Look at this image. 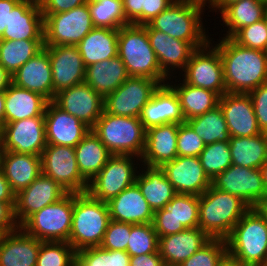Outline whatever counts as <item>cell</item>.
Returning <instances> with one entry per match:
<instances>
[{"label": "cell", "mask_w": 267, "mask_h": 266, "mask_svg": "<svg viewBox=\"0 0 267 266\" xmlns=\"http://www.w3.org/2000/svg\"><path fill=\"white\" fill-rule=\"evenodd\" d=\"M216 44L219 50L227 92L249 93L267 83V52L247 48L231 37Z\"/></svg>", "instance_id": "cell-1"}, {"label": "cell", "mask_w": 267, "mask_h": 266, "mask_svg": "<svg viewBox=\"0 0 267 266\" xmlns=\"http://www.w3.org/2000/svg\"><path fill=\"white\" fill-rule=\"evenodd\" d=\"M228 257L242 266H267V219L251 207L225 239Z\"/></svg>", "instance_id": "cell-2"}, {"label": "cell", "mask_w": 267, "mask_h": 266, "mask_svg": "<svg viewBox=\"0 0 267 266\" xmlns=\"http://www.w3.org/2000/svg\"><path fill=\"white\" fill-rule=\"evenodd\" d=\"M250 208L240 197L211 185L199 196L198 227L211 238L226 239Z\"/></svg>", "instance_id": "cell-3"}, {"label": "cell", "mask_w": 267, "mask_h": 266, "mask_svg": "<svg viewBox=\"0 0 267 266\" xmlns=\"http://www.w3.org/2000/svg\"><path fill=\"white\" fill-rule=\"evenodd\" d=\"M117 56L123 61L129 77L154 79L160 85L169 79L161 71L143 25L129 24L119 28Z\"/></svg>", "instance_id": "cell-4"}, {"label": "cell", "mask_w": 267, "mask_h": 266, "mask_svg": "<svg viewBox=\"0 0 267 266\" xmlns=\"http://www.w3.org/2000/svg\"><path fill=\"white\" fill-rule=\"evenodd\" d=\"M205 5L196 0H176L148 24L154 30L187 41L197 49L210 40L201 21Z\"/></svg>", "instance_id": "cell-5"}, {"label": "cell", "mask_w": 267, "mask_h": 266, "mask_svg": "<svg viewBox=\"0 0 267 266\" xmlns=\"http://www.w3.org/2000/svg\"><path fill=\"white\" fill-rule=\"evenodd\" d=\"M110 221L107 202L92 198L87 192L74 193L72 226L68 243L77 252L100 246Z\"/></svg>", "instance_id": "cell-6"}, {"label": "cell", "mask_w": 267, "mask_h": 266, "mask_svg": "<svg viewBox=\"0 0 267 266\" xmlns=\"http://www.w3.org/2000/svg\"><path fill=\"white\" fill-rule=\"evenodd\" d=\"M91 131L112 155H132L140 160L146 129L139 117L116 116L103 111Z\"/></svg>", "instance_id": "cell-7"}, {"label": "cell", "mask_w": 267, "mask_h": 266, "mask_svg": "<svg viewBox=\"0 0 267 266\" xmlns=\"http://www.w3.org/2000/svg\"><path fill=\"white\" fill-rule=\"evenodd\" d=\"M74 193L30 215L20 228L42 242H68L72 226Z\"/></svg>", "instance_id": "cell-8"}, {"label": "cell", "mask_w": 267, "mask_h": 266, "mask_svg": "<svg viewBox=\"0 0 267 266\" xmlns=\"http://www.w3.org/2000/svg\"><path fill=\"white\" fill-rule=\"evenodd\" d=\"M44 46L77 45L95 26L88 3L57 14H43Z\"/></svg>", "instance_id": "cell-9"}, {"label": "cell", "mask_w": 267, "mask_h": 266, "mask_svg": "<svg viewBox=\"0 0 267 266\" xmlns=\"http://www.w3.org/2000/svg\"><path fill=\"white\" fill-rule=\"evenodd\" d=\"M42 174L68 193H85L88 182L81 176L74 147L46 145L41 154Z\"/></svg>", "instance_id": "cell-10"}, {"label": "cell", "mask_w": 267, "mask_h": 266, "mask_svg": "<svg viewBox=\"0 0 267 266\" xmlns=\"http://www.w3.org/2000/svg\"><path fill=\"white\" fill-rule=\"evenodd\" d=\"M210 41L192 52L183 70L185 72L183 82L212 90L221 97L227 93L223 63L218 48L214 45L211 48Z\"/></svg>", "instance_id": "cell-11"}, {"label": "cell", "mask_w": 267, "mask_h": 266, "mask_svg": "<svg viewBox=\"0 0 267 266\" xmlns=\"http://www.w3.org/2000/svg\"><path fill=\"white\" fill-rule=\"evenodd\" d=\"M132 155H112L101 171L88 182L87 193L94 199L108 202L136 181Z\"/></svg>", "instance_id": "cell-12"}, {"label": "cell", "mask_w": 267, "mask_h": 266, "mask_svg": "<svg viewBox=\"0 0 267 266\" xmlns=\"http://www.w3.org/2000/svg\"><path fill=\"white\" fill-rule=\"evenodd\" d=\"M159 85L154 79L129 77L104 98V111L116 116L140 117Z\"/></svg>", "instance_id": "cell-13"}, {"label": "cell", "mask_w": 267, "mask_h": 266, "mask_svg": "<svg viewBox=\"0 0 267 266\" xmlns=\"http://www.w3.org/2000/svg\"><path fill=\"white\" fill-rule=\"evenodd\" d=\"M211 185L240 197L250 207H258L267 197L260 169L231 165L218 174Z\"/></svg>", "instance_id": "cell-14"}, {"label": "cell", "mask_w": 267, "mask_h": 266, "mask_svg": "<svg viewBox=\"0 0 267 266\" xmlns=\"http://www.w3.org/2000/svg\"><path fill=\"white\" fill-rule=\"evenodd\" d=\"M5 151L41 156L45 149V118L37 116L10 123L0 128Z\"/></svg>", "instance_id": "cell-15"}, {"label": "cell", "mask_w": 267, "mask_h": 266, "mask_svg": "<svg viewBox=\"0 0 267 266\" xmlns=\"http://www.w3.org/2000/svg\"><path fill=\"white\" fill-rule=\"evenodd\" d=\"M53 102L90 129L94 127L104 111V98L86 82L56 93Z\"/></svg>", "instance_id": "cell-16"}, {"label": "cell", "mask_w": 267, "mask_h": 266, "mask_svg": "<svg viewBox=\"0 0 267 266\" xmlns=\"http://www.w3.org/2000/svg\"><path fill=\"white\" fill-rule=\"evenodd\" d=\"M52 67L53 100L55 94L85 82L86 66L75 45L44 46Z\"/></svg>", "instance_id": "cell-17"}, {"label": "cell", "mask_w": 267, "mask_h": 266, "mask_svg": "<svg viewBox=\"0 0 267 266\" xmlns=\"http://www.w3.org/2000/svg\"><path fill=\"white\" fill-rule=\"evenodd\" d=\"M161 169L177 194L200 196L211 186L199 157L177 156Z\"/></svg>", "instance_id": "cell-18"}, {"label": "cell", "mask_w": 267, "mask_h": 266, "mask_svg": "<svg viewBox=\"0 0 267 266\" xmlns=\"http://www.w3.org/2000/svg\"><path fill=\"white\" fill-rule=\"evenodd\" d=\"M230 137H249L261 134L248 93L227 92L219 98V103Z\"/></svg>", "instance_id": "cell-19"}, {"label": "cell", "mask_w": 267, "mask_h": 266, "mask_svg": "<svg viewBox=\"0 0 267 266\" xmlns=\"http://www.w3.org/2000/svg\"><path fill=\"white\" fill-rule=\"evenodd\" d=\"M68 192L50 177L40 174L15 195V217L21 225L30 215L63 198Z\"/></svg>", "instance_id": "cell-20"}, {"label": "cell", "mask_w": 267, "mask_h": 266, "mask_svg": "<svg viewBox=\"0 0 267 266\" xmlns=\"http://www.w3.org/2000/svg\"><path fill=\"white\" fill-rule=\"evenodd\" d=\"M45 137L48 145L75 147L91 129L78 118L48 101L45 112Z\"/></svg>", "instance_id": "cell-21"}, {"label": "cell", "mask_w": 267, "mask_h": 266, "mask_svg": "<svg viewBox=\"0 0 267 266\" xmlns=\"http://www.w3.org/2000/svg\"><path fill=\"white\" fill-rule=\"evenodd\" d=\"M0 40H44V17L38 0H20L15 5Z\"/></svg>", "instance_id": "cell-22"}, {"label": "cell", "mask_w": 267, "mask_h": 266, "mask_svg": "<svg viewBox=\"0 0 267 266\" xmlns=\"http://www.w3.org/2000/svg\"><path fill=\"white\" fill-rule=\"evenodd\" d=\"M212 238L199 227L159 237V254L166 266H179Z\"/></svg>", "instance_id": "cell-23"}, {"label": "cell", "mask_w": 267, "mask_h": 266, "mask_svg": "<svg viewBox=\"0 0 267 266\" xmlns=\"http://www.w3.org/2000/svg\"><path fill=\"white\" fill-rule=\"evenodd\" d=\"M179 124L168 123L146 130L145 147L141 162L151 167H161L178 156L177 134Z\"/></svg>", "instance_id": "cell-24"}, {"label": "cell", "mask_w": 267, "mask_h": 266, "mask_svg": "<svg viewBox=\"0 0 267 266\" xmlns=\"http://www.w3.org/2000/svg\"><path fill=\"white\" fill-rule=\"evenodd\" d=\"M143 26L147 29L149 41L161 71L170 77L169 73L172 69L176 70L174 68L178 67L184 70L195 48L187 41L172 38L164 32L154 30L149 24Z\"/></svg>", "instance_id": "cell-25"}, {"label": "cell", "mask_w": 267, "mask_h": 266, "mask_svg": "<svg viewBox=\"0 0 267 266\" xmlns=\"http://www.w3.org/2000/svg\"><path fill=\"white\" fill-rule=\"evenodd\" d=\"M110 220L130 224L152 223L154 211L136 183L107 202Z\"/></svg>", "instance_id": "cell-26"}, {"label": "cell", "mask_w": 267, "mask_h": 266, "mask_svg": "<svg viewBox=\"0 0 267 266\" xmlns=\"http://www.w3.org/2000/svg\"><path fill=\"white\" fill-rule=\"evenodd\" d=\"M12 83L53 101L52 67L48 52L43 49L21 66L12 75Z\"/></svg>", "instance_id": "cell-27"}, {"label": "cell", "mask_w": 267, "mask_h": 266, "mask_svg": "<svg viewBox=\"0 0 267 266\" xmlns=\"http://www.w3.org/2000/svg\"><path fill=\"white\" fill-rule=\"evenodd\" d=\"M41 242L21 228L0 236V266H36Z\"/></svg>", "instance_id": "cell-28"}, {"label": "cell", "mask_w": 267, "mask_h": 266, "mask_svg": "<svg viewBox=\"0 0 267 266\" xmlns=\"http://www.w3.org/2000/svg\"><path fill=\"white\" fill-rule=\"evenodd\" d=\"M2 172L17 194L42 174L41 156L4 151Z\"/></svg>", "instance_id": "cell-29"}, {"label": "cell", "mask_w": 267, "mask_h": 266, "mask_svg": "<svg viewBox=\"0 0 267 266\" xmlns=\"http://www.w3.org/2000/svg\"><path fill=\"white\" fill-rule=\"evenodd\" d=\"M48 100L11 83L5 91V123L44 116Z\"/></svg>", "instance_id": "cell-30"}, {"label": "cell", "mask_w": 267, "mask_h": 266, "mask_svg": "<svg viewBox=\"0 0 267 266\" xmlns=\"http://www.w3.org/2000/svg\"><path fill=\"white\" fill-rule=\"evenodd\" d=\"M118 32L119 29L94 27L76 45L86 67L117 56Z\"/></svg>", "instance_id": "cell-31"}, {"label": "cell", "mask_w": 267, "mask_h": 266, "mask_svg": "<svg viewBox=\"0 0 267 266\" xmlns=\"http://www.w3.org/2000/svg\"><path fill=\"white\" fill-rule=\"evenodd\" d=\"M128 78L126 67L118 56L86 67L85 82L103 98Z\"/></svg>", "instance_id": "cell-32"}, {"label": "cell", "mask_w": 267, "mask_h": 266, "mask_svg": "<svg viewBox=\"0 0 267 266\" xmlns=\"http://www.w3.org/2000/svg\"><path fill=\"white\" fill-rule=\"evenodd\" d=\"M144 166L146 171L142 170L141 173H137L135 183L151 209L155 212L166 207L177 193L161 167Z\"/></svg>", "instance_id": "cell-33"}, {"label": "cell", "mask_w": 267, "mask_h": 266, "mask_svg": "<svg viewBox=\"0 0 267 266\" xmlns=\"http://www.w3.org/2000/svg\"><path fill=\"white\" fill-rule=\"evenodd\" d=\"M74 150L80 174L87 182L101 171L112 156L92 131L74 147Z\"/></svg>", "instance_id": "cell-34"}, {"label": "cell", "mask_w": 267, "mask_h": 266, "mask_svg": "<svg viewBox=\"0 0 267 266\" xmlns=\"http://www.w3.org/2000/svg\"><path fill=\"white\" fill-rule=\"evenodd\" d=\"M232 164L260 169L267 159V133L249 137H230Z\"/></svg>", "instance_id": "cell-35"}, {"label": "cell", "mask_w": 267, "mask_h": 266, "mask_svg": "<svg viewBox=\"0 0 267 266\" xmlns=\"http://www.w3.org/2000/svg\"><path fill=\"white\" fill-rule=\"evenodd\" d=\"M267 3L263 0H240L222 12V21L229 29L225 37H233L241 28L264 19Z\"/></svg>", "instance_id": "cell-36"}, {"label": "cell", "mask_w": 267, "mask_h": 266, "mask_svg": "<svg viewBox=\"0 0 267 266\" xmlns=\"http://www.w3.org/2000/svg\"><path fill=\"white\" fill-rule=\"evenodd\" d=\"M178 85L170 86L178 95L185 120L200 116L218 106L220 96L214 91L185 82Z\"/></svg>", "instance_id": "cell-37"}, {"label": "cell", "mask_w": 267, "mask_h": 266, "mask_svg": "<svg viewBox=\"0 0 267 266\" xmlns=\"http://www.w3.org/2000/svg\"><path fill=\"white\" fill-rule=\"evenodd\" d=\"M44 49V40H0V65L12 76Z\"/></svg>", "instance_id": "cell-38"}, {"label": "cell", "mask_w": 267, "mask_h": 266, "mask_svg": "<svg viewBox=\"0 0 267 266\" xmlns=\"http://www.w3.org/2000/svg\"><path fill=\"white\" fill-rule=\"evenodd\" d=\"M202 138L205 145L215 142H229V130L220 106L185 121Z\"/></svg>", "instance_id": "cell-39"}, {"label": "cell", "mask_w": 267, "mask_h": 266, "mask_svg": "<svg viewBox=\"0 0 267 266\" xmlns=\"http://www.w3.org/2000/svg\"><path fill=\"white\" fill-rule=\"evenodd\" d=\"M87 3L95 27L119 29L129 25L122 0H88Z\"/></svg>", "instance_id": "cell-40"}, {"label": "cell", "mask_w": 267, "mask_h": 266, "mask_svg": "<svg viewBox=\"0 0 267 266\" xmlns=\"http://www.w3.org/2000/svg\"><path fill=\"white\" fill-rule=\"evenodd\" d=\"M126 251L107 250L100 246L88 247L76 252V266H129Z\"/></svg>", "instance_id": "cell-41"}, {"label": "cell", "mask_w": 267, "mask_h": 266, "mask_svg": "<svg viewBox=\"0 0 267 266\" xmlns=\"http://www.w3.org/2000/svg\"><path fill=\"white\" fill-rule=\"evenodd\" d=\"M198 157L205 174L211 181L232 165L229 142L218 141L207 144Z\"/></svg>", "instance_id": "cell-42"}, {"label": "cell", "mask_w": 267, "mask_h": 266, "mask_svg": "<svg viewBox=\"0 0 267 266\" xmlns=\"http://www.w3.org/2000/svg\"><path fill=\"white\" fill-rule=\"evenodd\" d=\"M159 237L153 223L131 224V233L126 252L131 256H139L158 251Z\"/></svg>", "instance_id": "cell-43"}, {"label": "cell", "mask_w": 267, "mask_h": 266, "mask_svg": "<svg viewBox=\"0 0 267 266\" xmlns=\"http://www.w3.org/2000/svg\"><path fill=\"white\" fill-rule=\"evenodd\" d=\"M36 266H76V251L68 242H41Z\"/></svg>", "instance_id": "cell-44"}, {"label": "cell", "mask_w": 267, "mask_h": 266, "mask_svg": "<svg viewBox=\"0 0 267 266\" xmlns=\"http://www.w3.org/2000/svg\"><path fill=\"white\" fill-rule=\"evenodd\" d=\"M166 208L185 229L198 227L199 196L176 194Z\"/></svg>", "instance_id": "cell-45"}, {"label": "cell", "mask_w": 267, "mask_h": 266, "mask_svg": "<svg viewBox=\"0 0 267 266\" xmlns=\"http://www.w3.org/2000/svg\"><path fill=\"white\" fill-rule=\"evenodd\" d=\"M227 257L226 240L212 238L179 266H220Z\"/></svg>", "instance_id": "cell-46"}, {"label": "cell", "mask_w": 267, "mask_h": 266, "mask_svg": "<svg viewBox=\"0 0 267 266\" xmlns=\"http://www.w3.org/2000/svg\"><path fill=\"white\" fill-rule=\"evenodd\" d=\"M160 111L161 125L168 123L181 124L186 121L182 114L178 95L168 83L160 85Z\"/></svg>", "instance_id": "cell-47"}, {"label": "cell", "mask_w": 267, "mask_h": 266, "mask_svg": "<svg viewBox=\"0 0 267 266\" xmlns=\"http://www.w3.org/2000/svg\"><path fill=\"white\" fill-rule=\"evenodd\" d=\"M232 39L241 46L267 52V27L265 19L241 28Z\"/></svg>", "instance_id": "cell-48"}, {"label": "cell", "mask_w": 267, "mask_h": 266, "mask_svg": "<svg viewBox=\"0 0 267 266\" xmlns=\"http://www.w3.org/2000/svg\"><path fill=\"white\" fill-rule=\"evenodd\" d=\"M131 224L110 220L100 247L107 250L126 251Z\"/></svg>", "instance_id": "cell-49"}, {"label": "cell", "mask_w": 267, "mask_h": 266, "mask_svg": "<svg viewBox=\"0 0 267 266\" xmlns=\"http://www.w3.org/2000/svg\"><path fill=\"white\" fill-rule=\"evenodd\" d=\"M205 146L202 138L186 122L179 124L177 134L178 156L198 157Z\"/></svg>", "instance_id": "cell-50"}, {"label": "cell", "mask_w": 267, "mask_h": 266, "mask_svg": "<svg viewBox=\"0 0 267 266\" xmlns=\"http://www.w3.org/2000/svg\"><path fill=\"white\" fill-rule=\"evenodd\" d=\"M152 223L158 237L176 234L185 230L183 225L177 222L166 207L154 212Z\"/></svg>", "instance_id": "cell-51"}, {"label": "cell", "mask_w": 267, "mask_h": 266, "mask_svg": "<svg viewBox=\"0 0 267 266\" xmlns=\"http://www.w3.org/2000/svg\"><path fill=\"white\" fill-rule=\"evenodd\" d=\"M253 102V109L262 133H267V83L248 93Z\"/></svg>", "instance_id": "cell-52"}, {"label": "cell", "mask_w": 267, "mask_h": 266, "mask_svg": "<svg viewBox=\"0 0 267 266\" xmlns=\"http://www.w3.org/2000/svg\"><path fill=\"white\" fill-rule=\"evenodd\" d=\"M139 118L146 130L150 127L161 125L160 85L143 107Z\"/></svg>", "instance_id": "cell-53"}, {"label": "cell", "mask_w": 267, "mask_h": 266, "mask_svg": "<svg viewBox=\"0 0 267 266\" xmlns=\"http://www.w3.org/2000/svg\"><path fill=\"white\" fill-rule=\"evenodd\" d=\"M20 228L15 217V202L0 201V236Z\"/></svg>", "instance_id": "cell-54"}, {"label": "cell", "mask_w": 267, "mask_h": 266, "mask_svg": "<svg viewBox=\"0 0 267 266\" xmlns=\"http://www.w3.org/2000/svg\"><path fill=\"white\" fill-rule=\"evenodd\" d=\"M122 4L129 24L145 25V0H122Z\"/></svg>", "instance_id": "cell-55"}, {"label": "cell", "mask_w": 267, "mask_h": 266, "mask_svg": "<svg viewBox=\"0 0 267 266\" xmlns=\"http://www.w3.org/2000/svg\"><path fill=\"white\" fill-rule=\"evenodd\" d=\"M42 14H57L69 11L88 2V0H38Z\"/></svg>", "instance_id": "cell-56"}, {"label": "cell", "mask_w": 267, "mask_h": 266, "mask_svg": "<svg viewBox=\"0 0 267 266\" xmlns=\"http://www.w3.org/2000/svg\"><path fill=\"white\" fill-rule=\"evenodd\" d=\"M176 0H145V25L167 9Z\"/></svg>", "instance_id": "cell-57"}, {"label": "cell", "mask_w": 267, "mask_h": 266, "mask_svg": "<svg viewBox=\"0 0 267 266\" xmlns=\"http://www.w3.org/2000/svg\"><path fill=\"white\" fill-rule=\"evenodd\" d=\"M129 266H166L159 252L131 256Z\"/></svg>", "instance_id": "cell-58"}, {"label": "cell", "mask_w": 267, "mask_h": 266, "mask_svg": "<svg viewBox=\"0 0 267 266\" xmlns=\"http://www.w3.org/2000/svg\"><path fill=\"white\" fill-rule=\"evenodd\" d=\"M20 0H0V37L9 25V13Z\"/></svg>", "instance_id": "cell-59"}, {"label": "cell", "mask_w": 267, "mask_h": 266, "mask_svg": "<svg viewBox=\"0 0 267 266\" xmlns=\"http://www.w3.org/2000/svg\"><path fill=\"white\" fill-rule=\"evenodd\" d=\"M15 193L2 171H0V201L15 202Z\"/></svg>", "instance_id": "cell-60"}, {"label": "cell", "mask_w": 267, "mask_h": 266, "mask_svg": "<svg viewBox=\"0 0 267 266\" xmlns=\"http://www.w3.org/2000/svg\"><path fill=\"white\" fill-rule=\"evenodd\" d=\"M11 83L12 76L0 65V92H5Z\"/></svg>", "instance_id": "cell-61"}, {"label": "cell", "mask_w": 267, "mask_h": 266, "mask_svg": "<svg viewBox=\"0 0 267 266\" xmlns=\"http://www.w3.org/2000/svg\"><path fill=\"white\" fill-rule=\"evenodd\" d=\"M237 1L240 0H212L208 6L209 8L212 7L214 11L219 10L218 12L221 13L228 5Z\"/></svg>", "instance_id": "cell-62"}, {"label": "cell", "mask_w": 267, "mask_h": 266, "mask_svg": "<svg viewBox=\"0 0 267 266\" xmlns=\"http://www.w3.org/2000/svg\"><path fill=\"white\" fill-rule=\"evenodd\" d=\"M5 124V92H0V128Z\"/></svg>", "instance_id": "cell-63"}, {"label": "cell", "mask_w": 267, "mask_h": 266, "mask_svg": "<svg viewBox=\"0 0 267 266\" xmlns=\"http://www.w3.org/2000/svg\"><path fill=\"white\" fill-rule=\"evenodd\" d=\"M260 172L262 175V180L264 182L265 185V189L267 191V159L266 161L262 164L261 168H260Z\"/></svg>", "instance_id": "cell-64"}, {"label": "cell", "mask_w": 267, "mask_h": 266, "mask_svg": "<svg viewBox=\"0 0 267 266\" xmlns=\"http://www.w3.org/2000/svg\"><path fill=\"white\" fill-rule=\"evenodd\" d=\"M257 208L265 215L267 219V197L260 203Z\"/></svg>", "instance_id": "cell-65"}, {"label": "cell", "mask_w": 267, "mask_h": 266, "mask_svg": "<svg viewBox=\"0 0 267 266\" xmlns=\"http://www.w3.org/2000/svg\"><path fill=\"white\" fill-rule=\"evenodd\" d=\"M220 266H242L240 263L235 262L234 260L227 257L225 261Z\"/></svg>", "instance_id": "cell-66"}, {"label": "cell", "mask_w": 267, "mask_h": 266, "mask_svg": "<svg viewBox=\"0 0 267 266\" xmlns=\"http://www.w3.org/2000/svg\"><path fill=\"white\" fill-rule=\"evenodd\" d=\"M4 145L2 143L1 137H0V171H2V158L4 154Z\"/></svg>", "instance_id": "cell-67"}, {"label": "cell", "mask_w": 267, "mask_h": 266, "mask_svg": "<svg viewBox=\"0 0 267 266\" xmlns=\"http://www.w3.org/2000/svg\"><path fill=\"white\" fill-rule=\"evenodd\" d=\"M264 19H265V24H266V27H267V6H266V10H265Z\"/></svg>", "instance_id": "cell-68"}, {"label": "cell", "mask_w": 267, "mask_h": 266, "mask_svg": "<svg viewBox=\"0 0 267 266\" xmlns=\"http://www.w3.org/2000/svg\"><path fill=\"white\" fill-rule=\"evenodd\" d=\"M196 1H200V2H202V3H210L212 0H196Z\"/></svg>", "instance_id": "cell-69"}]
</instances>
